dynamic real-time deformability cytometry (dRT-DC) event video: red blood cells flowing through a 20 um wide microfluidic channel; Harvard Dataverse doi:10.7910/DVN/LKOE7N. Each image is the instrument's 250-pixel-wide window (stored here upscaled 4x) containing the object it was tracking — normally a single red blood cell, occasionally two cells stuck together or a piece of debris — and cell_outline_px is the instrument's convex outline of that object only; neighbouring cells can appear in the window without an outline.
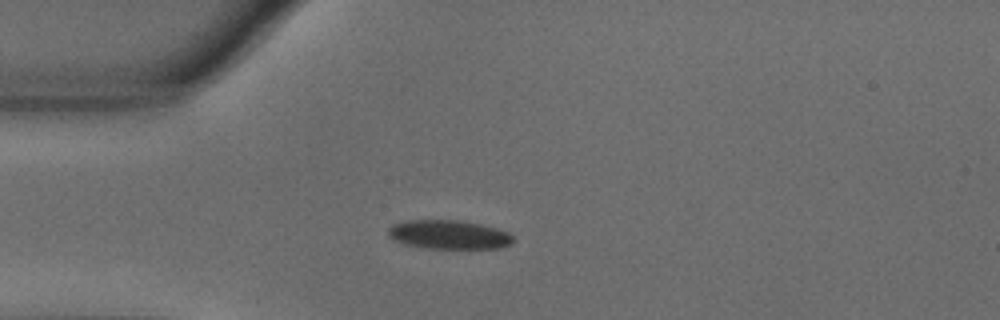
{"species": "common noctule bat (a hibernating species)", "species_latin": "Nyctalus noctula", "temperature_condition": "warm", "stored_images_in_passage": 42, "camera_frame_rate_fps": 3000, "um_per_image_px": 0.085, "animal": {"sex": "male", "body_mass_g": 18.8}, "frame": {"image": 1, "passage_image": 1, "time_ms": 0.0, "image_size_px": [1000, 320], "cell_outline_px": [[516, 240], [512, 244], [500, 248], [428, 248], [404, 244], [388, 236], [388, 228], [392, 224], [404, 220], [456, 220], [480, 224], [496, 228], [508, 232]], "centroid_in_image_um": [38.16, 19.94], "position_along_channel_um": 46.8, "area_um2": 21.1}}
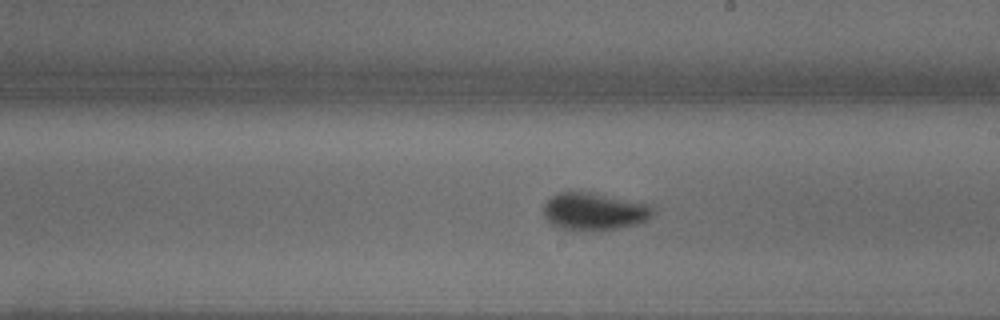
{"frame": {"image": 2, "passage_image": 18, "time_ms": 5.667, "image_size_px": [1000, 320], "cell_outline_px": [[656, 212], [640, 224], [620, 228], [556, 228], [544, 216], [544, 204], [552, 196], [560, 192], [588, 192], [652, 204]], "centroid_in_image_um": [50.56, 17.94], "position_along_channel_um": 238.4, "area_um2": 23.35}}
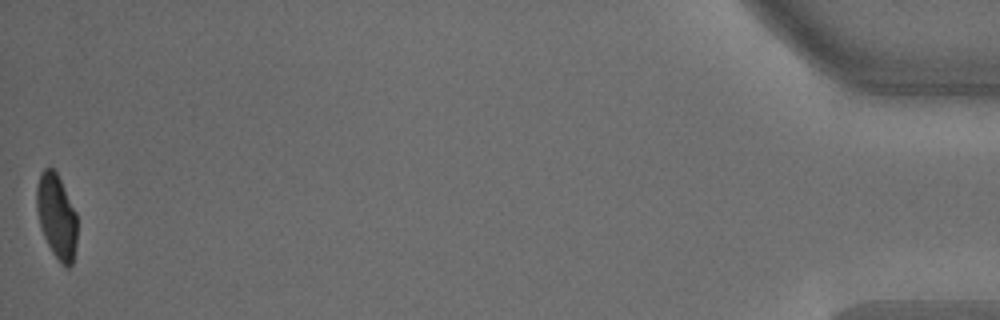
{"frame": {"image": 3, "passage_image": 42, "time_ms": 13.667, "image_size_px": [1000, 320], "cell_outline_px": [[76, 244], [72, 264], [68, 268], [64, 268], [60, 264], [52, 252], [40, 228], [36, 208], [36, 188], [40, 172], [44, 168], [52, 168], [56, 172], [76, 212]], "centroid_in_image_um": [4.79, 18.42], "position_along_channel_um": 430.4, "area_um2": 20.0}, "authors_computed_cell_mechanics": {"area_um2": 22.0796, "velocity_mm_per_s": 3.6186, "shape_relaxation_time_tau1_ms": 6.424, "shape_relaxation_time_tau2_ms": null, "deformation_change_tau1": 0.2026, "deformation_change_tau2": null}}